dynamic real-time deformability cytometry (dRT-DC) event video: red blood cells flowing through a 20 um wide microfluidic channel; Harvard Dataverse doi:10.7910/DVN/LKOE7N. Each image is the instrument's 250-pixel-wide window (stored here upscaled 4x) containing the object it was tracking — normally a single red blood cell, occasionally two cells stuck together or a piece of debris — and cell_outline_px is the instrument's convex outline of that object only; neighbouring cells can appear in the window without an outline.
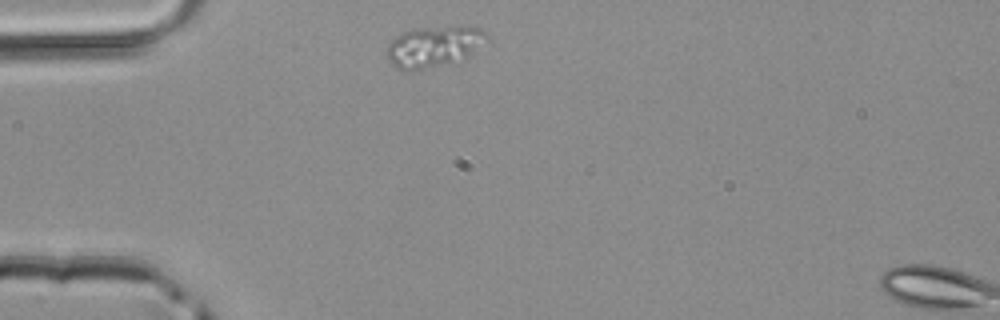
{"species": "common noctule bat (a hibernating species)", "species_latin": "Nyctalus noctula", "temperature_condition": "room temperature", "stored_images_in_passage": 3, "segment_of_instrument_passage": [1, 2], "camera_frame_rate_fps": 3000, "um_per_image_px": 0.085, "animal": {"sex": "male", "body_mass_g": 20.4}, "frame": {"image": 1, "passage_image": 1, "time_ms": 0.0, "image_size_px": [1000, 320], "cell_outline_px": [[488, 36], [464, 60], [412, 72], [404, 72], [396, 68], [388, 60], [388, 44], [396, 36], [412, 28], [460, 24], [472, 24], [480, 28]], "centroid_in_image_um": [36.87, 3.93], "position_along_channel_um": 48.1, "area_um2": 24.57}}